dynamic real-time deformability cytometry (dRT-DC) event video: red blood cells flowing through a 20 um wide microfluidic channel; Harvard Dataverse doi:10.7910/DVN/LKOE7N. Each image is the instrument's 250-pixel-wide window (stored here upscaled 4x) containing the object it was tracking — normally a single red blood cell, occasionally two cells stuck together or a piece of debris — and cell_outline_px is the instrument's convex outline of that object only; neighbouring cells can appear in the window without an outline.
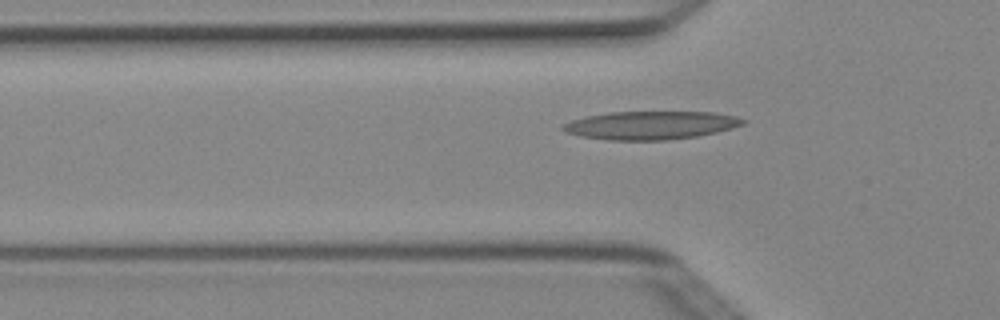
{"species": "Egyptian fruit bat (a non-hibernating species)", "species_latin": "Rousettus aegyptiacus", "temperature_condition": "cold", "stored_images_in_passage": 5, "segment_of_instrument_passage": [2, 2], "camera_frame_rate_fps": 3000, "um_per_image_px": 0.085, "animal": {"sex": "female"}, "frame": {"image": 1, "passage_image": 5, "time_ms": 1.333, "image_size_px": [1000, 320], "cell_outline_px": [[748, 120], [744, 124], [732, 128], [716, 132], [696, 136], [668, 140], [608, 140], [580, 136], [564, 132], [560, 128], [560, 124], [572, 120], [588, 116], [608, 112], [712, 112], [736, 116]], "centroid_in_image_um": [55.29, 10.65], "position_along_channel_um": 70.5, "area_um2": 29.77}}